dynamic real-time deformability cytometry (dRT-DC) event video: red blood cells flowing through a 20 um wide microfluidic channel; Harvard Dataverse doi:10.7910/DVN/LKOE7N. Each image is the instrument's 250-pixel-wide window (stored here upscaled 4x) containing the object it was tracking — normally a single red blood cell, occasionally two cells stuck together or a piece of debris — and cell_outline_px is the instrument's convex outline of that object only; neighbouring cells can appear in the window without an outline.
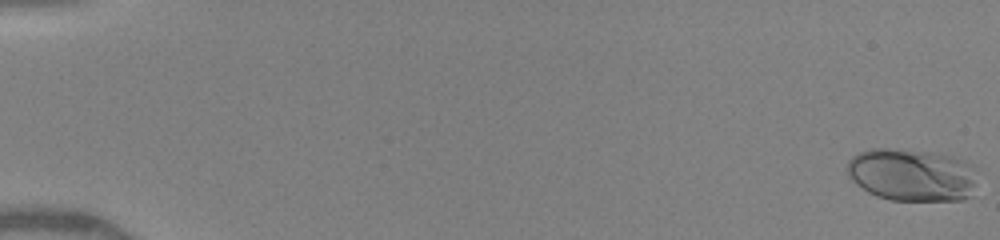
{"species": "human", "species_latin": "Homo sapiens", "temperature_condition": "warm", "stored_images_in_passage": 9, "camera_frame_rate_fps": 3000, "um_per_image_px": 0.085, "donor": {"sex": "female"}, "frame": {"image": 1, "passage_image": 1, "time_ms": 0.0, "image_size_px": [1000, 240], "cell_outline_px": [[980, 168], [972, 196], [964, 200], [888, 200], [876, 196], [868, 192], [856, 184], [848, 176], [848, 160], [856, 152], [872, 148], [892, 148], [932, 152], [952, 156], [976, 164]], "centroid_in_image_um": [77.58, 14.85], "position_along_channel_um": 7.4, "area_um2": 40.98}}
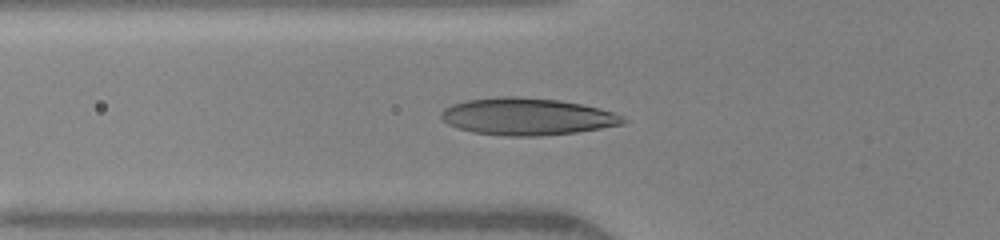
{"frame": {"image": 2, "passage_image": 8, "time_ms": 6.0, "image_size_px": [1000, 240], "cell_outline_px": [[628, 120], [624, 124], [576, 132], [540, 136], [508, 136], [472, 132], [448, 124], [440, 116], [440, 112], [444, 108], [452, 104], [468, 100], [496, 96], [512, 96], [560, 100], [600, 108], [624, 116]], "centroid_in_image_um": [44.81, 9.9], "position_along_channel_um": 81.0, "area_um2": 39.3}}